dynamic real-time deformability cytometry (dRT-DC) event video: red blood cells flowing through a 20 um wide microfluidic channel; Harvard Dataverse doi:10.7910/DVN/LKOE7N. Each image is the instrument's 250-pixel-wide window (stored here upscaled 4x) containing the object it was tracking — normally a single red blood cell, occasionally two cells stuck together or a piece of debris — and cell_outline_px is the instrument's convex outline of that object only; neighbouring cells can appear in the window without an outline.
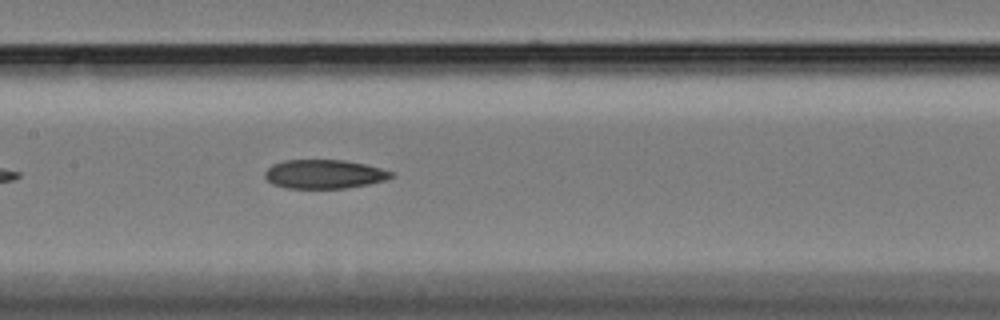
{"species": "Egyptian fruit bat (a non-hibernating species)", "species_latin": "Rousettus aegyptiacus", "temperature_condition": "cold", "stored_images_in_passage": 23, "camera_frame_rate_fps": 3000, "um_per_image_px": 0.085, "animal": {"sex": "female"}, "frame": {"image": 1, "passage_image": 14, "time_ms": 4.333, "image_size_px": [1000, 320], "cell_outline_px": [[396, 176], [384, 180], [368, 184], [344, 188], [288, 188], [272, 184], [264, 176], [264, 172], [272, 164], [284, 160], [344, 160], [364, 164], [396, 172]], "centroid_in_image_um": [27.57, 14.79], "position_along_channel_um": 179.8, "area_um2": 21.33}}
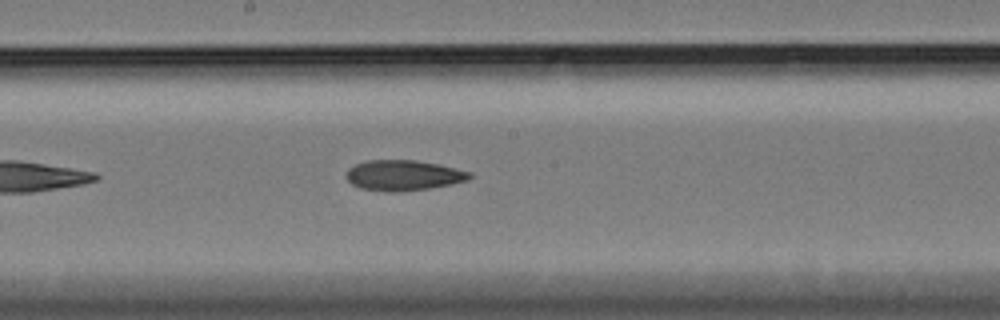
{"frame": {"image": 2, "passage_image": 17, "time_ms": 5.333, "image_size_px": [1000, 320], "cell_outline_px": [[472, 176], [468, 180], [428, 188], [400, 192], [388, 192], [360, 188], [352, 184], [344, 176], [348, 168], [356, 164], [368, 160], [416, 160], [440, 164], [472, 172]], "centroid_in_image_um": [34.27, 14.9], "position_along_channel_um": 213.9, "area_um2": 21.96}}